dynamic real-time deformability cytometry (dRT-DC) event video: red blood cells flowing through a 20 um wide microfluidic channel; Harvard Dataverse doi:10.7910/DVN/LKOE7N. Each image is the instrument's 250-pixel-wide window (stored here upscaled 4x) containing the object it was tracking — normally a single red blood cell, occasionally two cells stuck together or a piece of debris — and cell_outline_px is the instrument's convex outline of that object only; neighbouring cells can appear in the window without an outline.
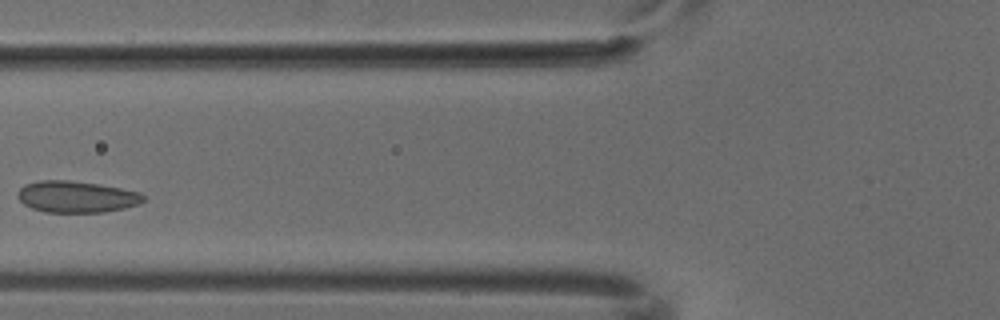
{"species": "common noctule bat (a hibernating species)", "species_latin": "Nyctalus noctula", "temperature_condition": "cold", "stored_images_in_passage": 4, "camera_frame_rate_fps": 3000, "um_per_image_px": 0.085, "animal": {"sex": "male", "body_mass_g": 18.8}, "frame": {"image": 1, "passage_image": 3, "time_ms": 0.667, "image_size_px": [1000, 320], "cell_outline_px": [[144, 200], [136, 204], [124, 208], [104, 212], [44, 212], [32, 208], [24, 204], [16, 196], [16, 192], [24, 184], [40, 180], [68, 180], [96, 184], [120, 188], [140, 192], [144, 196]], "centroid_in_image_um": [6.45, 16.72], "position_along_channel_um": 119.4, "area_um2": 23.0}}
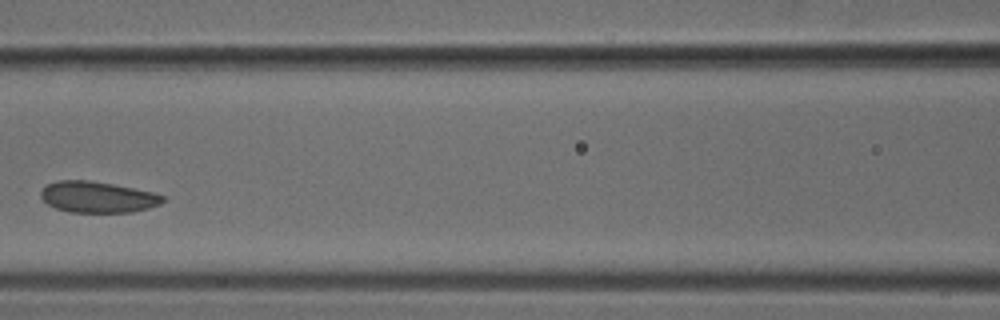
{"frame": {"image": 2, "passage_image": 4, "time_ms": 1.0, "image_size_px": [1000, 320], "cell_outline_px": [[164, 200], [160, 204], [148, 208], [132, 212], [68, 212], [56, 208], [48, 204], [40, 196], [40, 192], [48, 184], [56, 180], [88, 180], [112, 184], [152, 192], [164, 196]], "centroid_in_image_um": [8.28, 16.75], "position_along_channel_um": 158.3, "area_um2": 21.96}}